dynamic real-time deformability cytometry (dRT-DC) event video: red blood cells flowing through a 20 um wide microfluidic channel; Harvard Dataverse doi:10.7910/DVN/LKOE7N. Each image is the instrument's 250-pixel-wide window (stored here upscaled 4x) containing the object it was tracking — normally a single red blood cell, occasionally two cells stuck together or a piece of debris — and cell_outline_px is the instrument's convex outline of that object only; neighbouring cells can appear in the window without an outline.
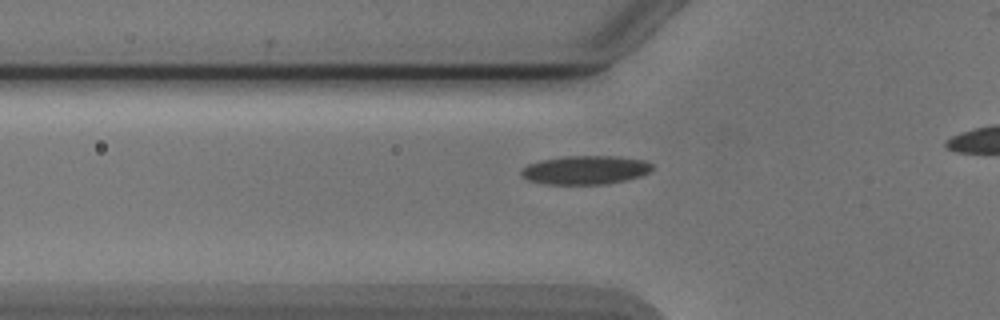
{"species": "Egyptian fruit bat (a non-hibernating species)", "species_latin": "Rousettus aegyptiacus", "temperature_condition": "cold", "stored_images_in_passage": 31, "camera_frame_rate_fps": 3000, "um_per_image_px": 0.085, "animal": {"sex": "male"}, "frame": {"image": 1, "passage_image": 4, "time_ms": 1.0, "image_size_px": [1000, 320], "cell_outline_px": [[652, 168], [648, 172], [640, 176], [624, 180], [604, 184], [548, 184], [528, 180], [520, 176], [520, 168], [528, 164], [540, 160], [564, 156], [620, 156], [644, 160], [652, 164]], "centroid_in_image_um": [49.71, 14.44], "position_along_channel_um": 76.1, "area_um2": 21.96}}
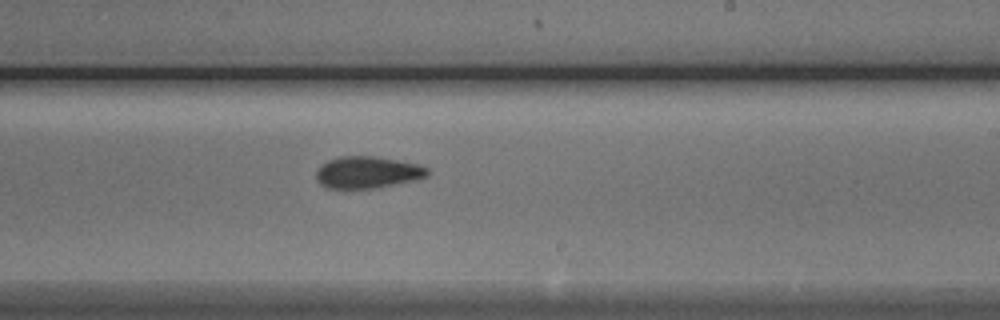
{"frame": {"image": 2, "passage_image": 18, "time_ms": 5.667, "image_size_px": [1000, 320], "cell_outline_px": [[428, 176], [416, 180], [372, 188], [324, 188], [316, 180], [316, 168], [320, 164], [328, 160], [340, 156], [376, 156], [416, 164], [428, 168]], "centroid_in_image_um": [31.17, 14.64], "position_along_channel_um": 257.8, "area_um2": 20.69}}
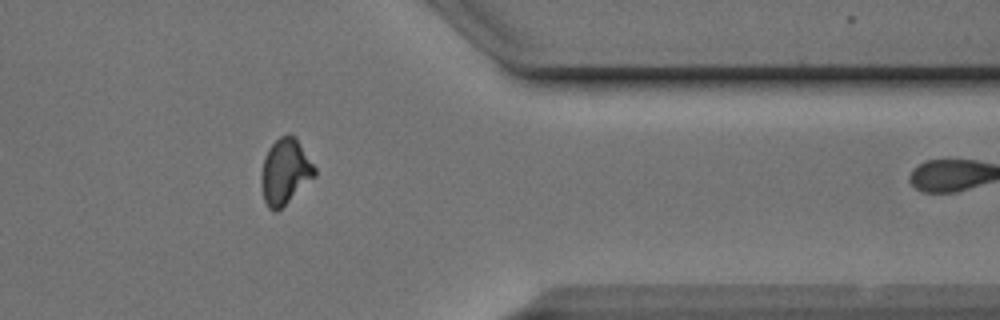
{"frame": {"image": 3, "passage_image": 29, "time_ms": 9.333, "image_size_px": [1000, 320], "cell_outline_px": [[316, 176], [276, 212], [272, 212], [268, 208], [264, 200], [260, 184], [260, 176], [264, 156], [268, 148], [280, 136], [288, 132], [292, 132], [296, 136], [316, 168]], "centroid_in_image_um": [24.22, 14.55], "position_along_channel_um": 387.2, "area_um2": 20.81}}